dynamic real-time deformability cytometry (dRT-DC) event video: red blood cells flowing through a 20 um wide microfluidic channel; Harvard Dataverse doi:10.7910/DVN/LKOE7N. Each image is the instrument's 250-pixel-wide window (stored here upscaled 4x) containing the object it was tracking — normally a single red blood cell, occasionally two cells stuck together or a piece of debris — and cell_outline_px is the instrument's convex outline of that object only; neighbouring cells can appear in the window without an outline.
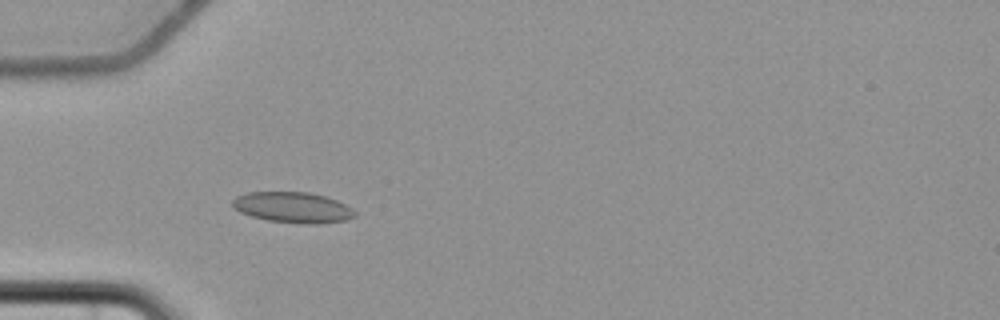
{"species": "common noctule bat (a hibernating species)", "species_latin": "Nyctalus noctula", "temperature_condition": "cold", "stored_images_in_passage": 6, "camera_frame_rate_fps": 3000, "um_per_image_px": 0.085, "animal": {"sex": "female", "body_mass_g": 22.7, "forearm_length_mm": 54.2}, "frame": {"image": 1, "passage_image": 5, "time_ms": 5.667, "image_size_px": [1000, 320], "cell_outline_px": [[356, 216], [348, 220], [316, 224], [304, 224], [268, 220], [252, 216], [240, 212], [232, 208], [232, 200], [236, 196], [248, 192], [308, 192], [324, 196], [336, 200], [352, 208], [356, 212]], "centroid_in_image_um": [24.89, 17.63], "position_along_channel_um": 60.1, "area_um2": 21.96}}
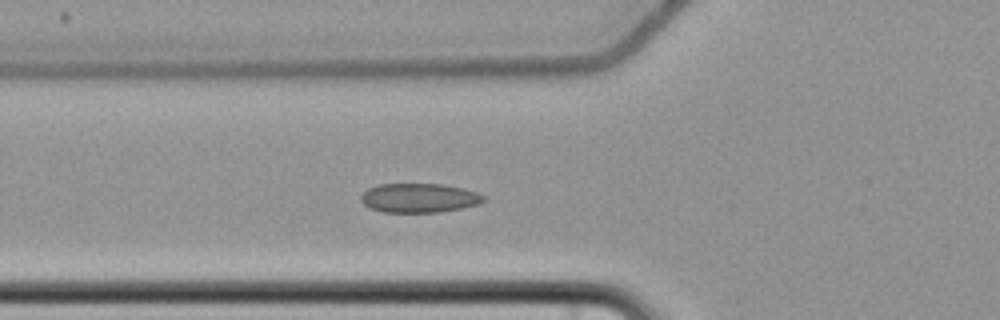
{"frame": {"image": 2, "passage_image": 6, "time_ms": 6.667, "image_size_px": [1000, 320], "cell_outline_px": [[488, 200], [480, 204], [440, 212], [384, 212], [372, 208], [364, 204], [360, 200], [360, 196], [368, 188], [380, 184], [440, 184], [464, 188], [488, 196]], "centroid_in_image_um": [35.69, 16.82], "position_along_channel_um": 90.1, "area_um2": 20.98}}